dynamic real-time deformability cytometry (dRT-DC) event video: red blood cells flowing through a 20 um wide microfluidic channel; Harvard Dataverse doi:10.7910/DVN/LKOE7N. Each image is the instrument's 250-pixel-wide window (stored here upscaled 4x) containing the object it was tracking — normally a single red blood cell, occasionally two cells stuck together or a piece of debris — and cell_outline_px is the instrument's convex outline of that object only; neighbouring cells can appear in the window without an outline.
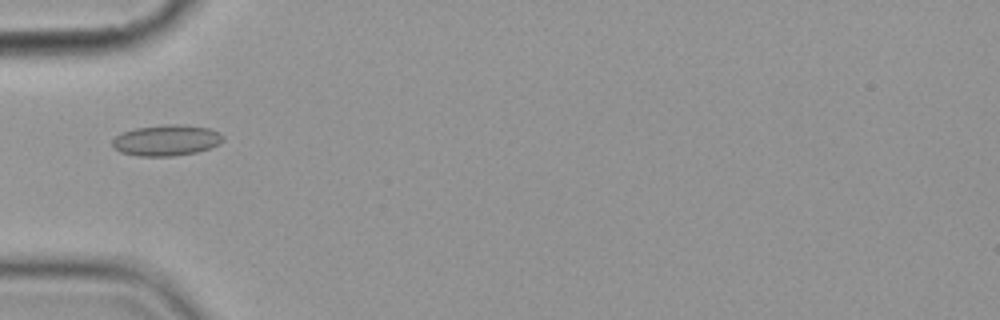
{"species": "common noctule bat (a hibernating species)", "species_latin": "Nyctalus noctula", "temperature_condition": "cold", "stored_images_in_passage": 7, "camera_frame_rate_fps": 3000, "um_per_image_px": 0.085, "animal": {"sex": "female", "body_mass_g": 19.9}, "frame": {"image": 1, "passage_image": 6, "time_ms": 6.0, "image_size_px": [1000, 320], "cell_outline_px": [[224, 140], [208, 148], [196, 152], [172, 156], [136, 156], [120, 152], [112, 144], [112, 140], [120, 132], [136, 128], [164, 124], [180, 124], [208, 128], [224, 136]], "centroid_in_image_um": [14.1, 11.92], "position_along_channel_um": 70.9, "area_um2": 19.83}}
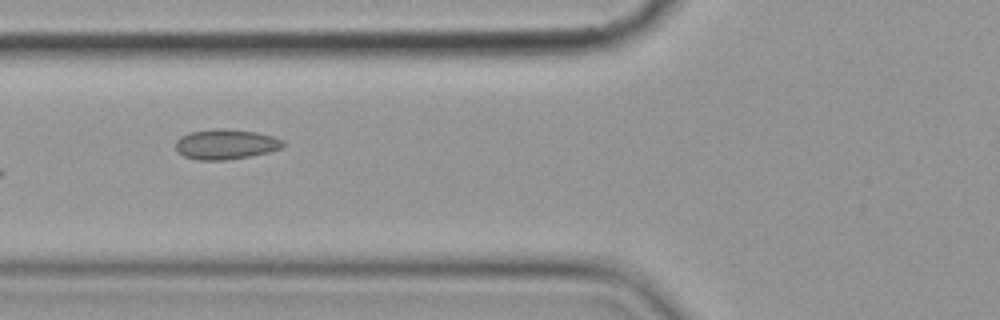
{"frame": {"image": 2, "passage_image": 7, "time_ms": 7.0, "image_size_px": [1000, 320], "cell_outline_px": [[284, 144], [280, 148], [268, 152], [248, 156], [224, 160], [196, 160], [184, 156], [176, 148], [176, 140], [180, 136], [188, 132], [212, 128], [224, 128], [256, 132], [272, 136], [284, 140]], "centroid_in_image_um": [19.15, 12.24], "position_along_channel_um": 106.6, "area_um2": 18.84}}